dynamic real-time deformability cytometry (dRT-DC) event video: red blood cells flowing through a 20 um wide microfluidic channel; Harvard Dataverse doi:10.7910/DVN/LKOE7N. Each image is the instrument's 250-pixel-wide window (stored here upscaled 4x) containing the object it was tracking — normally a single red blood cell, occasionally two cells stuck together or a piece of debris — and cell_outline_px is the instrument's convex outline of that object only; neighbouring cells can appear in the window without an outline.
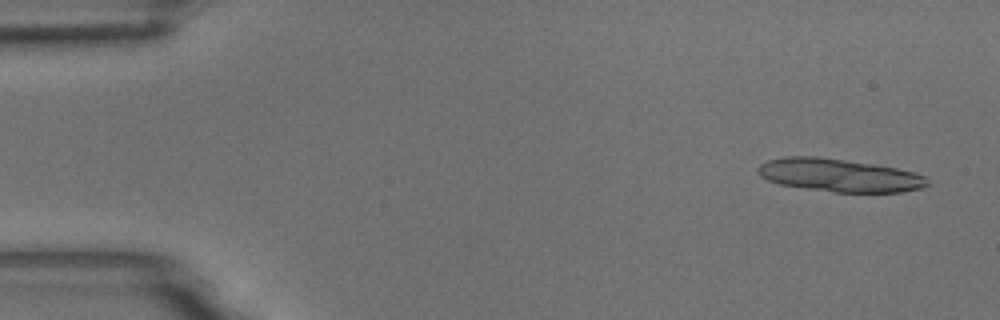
{"species": "common noctule bat (a hibernating species)", "species_latin": "Nyctalus noctula", "temperature_condition": "room temperature", "stored_images_in_passage": 6, "camera_frame_rate_fps": 3000, "um_per_image_px": 0.085, "animal": {"sex": "male", "body_mass_g": 18.8}, "frame": {"image": 1, "passage_image": 1, "time_ms": 0.0, "image_size_px": [1000, 320], "cell_outline_px": [[928, 184], [920, 188], [900, 192], [836, 192], [780, 184], [768, 180], [760, 176], [756, 172], [756, 168], [760, 164], [768, 160], [788, 156], [816, 156], [872, 164], [896, 168], [928, 176]], "centroid_in_image_um": [71.31, 14.89], "position_along_channel_um": 13.7, "area_um2": 32.31}}